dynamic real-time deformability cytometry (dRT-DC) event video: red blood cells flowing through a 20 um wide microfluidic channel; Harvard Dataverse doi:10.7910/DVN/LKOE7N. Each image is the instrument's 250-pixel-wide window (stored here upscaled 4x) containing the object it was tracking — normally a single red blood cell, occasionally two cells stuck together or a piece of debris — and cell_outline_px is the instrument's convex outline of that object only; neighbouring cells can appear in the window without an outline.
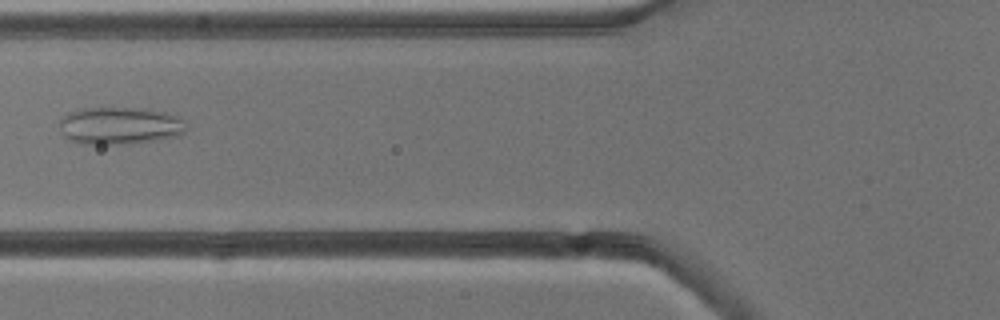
{"species": "common noctule bat (a hibernating species)", "species_latin": "Nyctalus noctula", "temperature_condition": "cold", "stored_images_in_passage": 7, "camera_frame_rate_fps": 3000, "um_per_image_px": 0.085, "animal": {"sex": "male", "body_mass_g": 13.3}, "frame": {"image": 1, "passage_image": 6, "time_ms": 6.0, "image_size_px": [1000, 320], "cell_outline_px": [[184, 132], [176, 136], [132, 144], [84, 144], [72, 140], [64, 136], [60, 124], [60, 120], [68, 112], [80, 108], [136, 108], [164, 112], [176, 116], [180, 120], [184, 128]], "centroid_in_image_um": [10.12, 10.69], "position_along_channel_um": 115.7, "area_um2": 27.17}}